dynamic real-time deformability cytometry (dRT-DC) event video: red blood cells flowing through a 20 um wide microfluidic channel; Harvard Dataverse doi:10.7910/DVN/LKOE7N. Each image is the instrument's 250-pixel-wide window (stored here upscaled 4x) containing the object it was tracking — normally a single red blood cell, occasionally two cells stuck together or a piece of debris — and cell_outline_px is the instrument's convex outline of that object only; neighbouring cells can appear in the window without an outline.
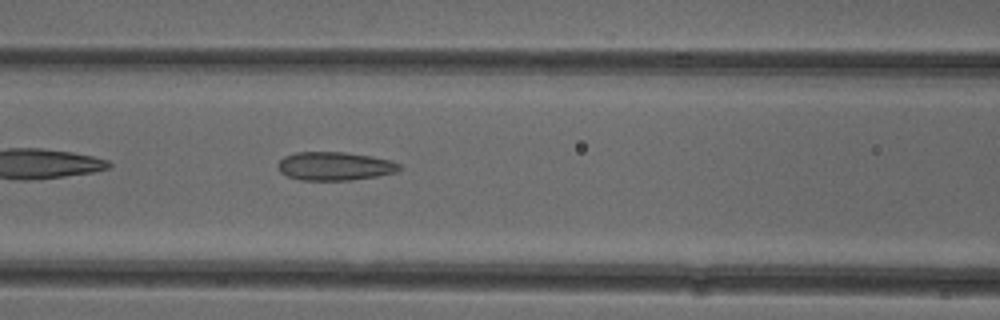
{"species": "common noctule bat (a hibernating species)", "species_latin": "Nyctalus noctula", "temperature_condition": "cold", "stored_images_in_passage": 36, "camera_frame_rate_fps": 3000, "um_per_image_px": 0.085, "animal": {"sex": "female"}, "frame": {"image": 1, "passage_image": 6, "time_ms": 1.667, "image_size_px": [1000, 320], "cell_outline_px": [[400, 168], [396, 172], [376, 176], [352, 180], [300, 180], [288, 176], [280, 172], [276, 164], [284, 156], [296, 152], [344, 152], [372, 156], [392, 160], [400, 164]], "centroid_in_image_um": [28.44, 14.12], "position_along_channel_um": 138.2, "area_um2": 20.23}}
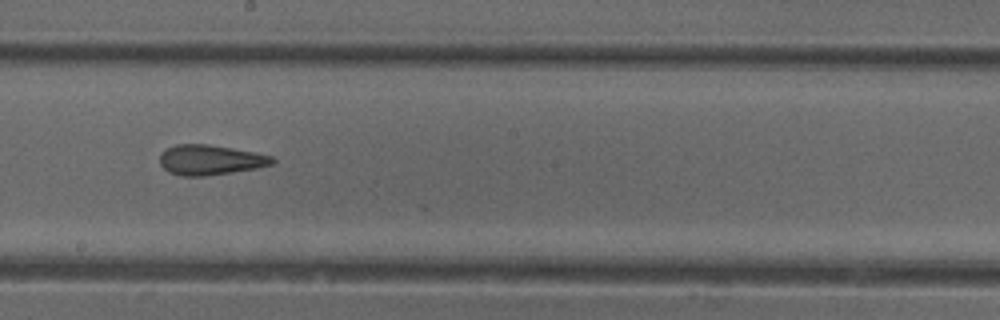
{"frame": {"image": 2, "passage_image": 13, "time_ms": 4.0, "image_size_px": [1000, 320], "cell_outline_px": [[276, 160], [272, 164], [256, 168], [204, 176], [180, 176], [168, 172], [160, 164], [160, 152], [176, 144], [208, 144], [232, 148], [272, 156]], "centroid_in_image_um": [17.83, 13.59], "position_along_channel_um": 230.4, "area_um2": 19.59}}
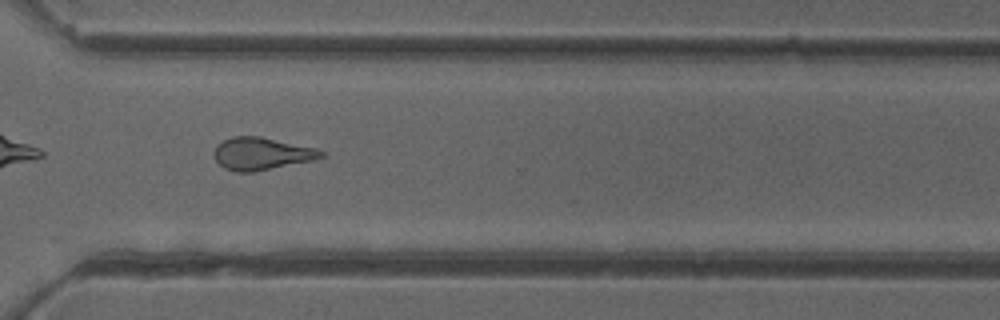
{"frame": {"image": 3, "passage_image": 22, "time_ms": 7.0, "image_size_px": [1000, 320], "cell_outline_px": [[324, 156], [316, 160], [252, 172], [236, 172], [224, 168], [216, 160], [212, 152], [216, 144], [232, 136], [260, 136], [316, 148], [324, 152]], "centroid_in_image_um": [22.22, 13.06], "position_along_channel_um": 348.4, "area_um2": 20.4}, "authors_computed_cell_mechanics": {"area_um2": 20.1144, "velocity_mm_per_s": 3.9503, "shape_relaxation_time_tau1_ms": null, "shape_relaxation_time_tau2_ms": 2.3099, "deformation_change_tau1": null, "deformation_change_tau2": 0.1007}}